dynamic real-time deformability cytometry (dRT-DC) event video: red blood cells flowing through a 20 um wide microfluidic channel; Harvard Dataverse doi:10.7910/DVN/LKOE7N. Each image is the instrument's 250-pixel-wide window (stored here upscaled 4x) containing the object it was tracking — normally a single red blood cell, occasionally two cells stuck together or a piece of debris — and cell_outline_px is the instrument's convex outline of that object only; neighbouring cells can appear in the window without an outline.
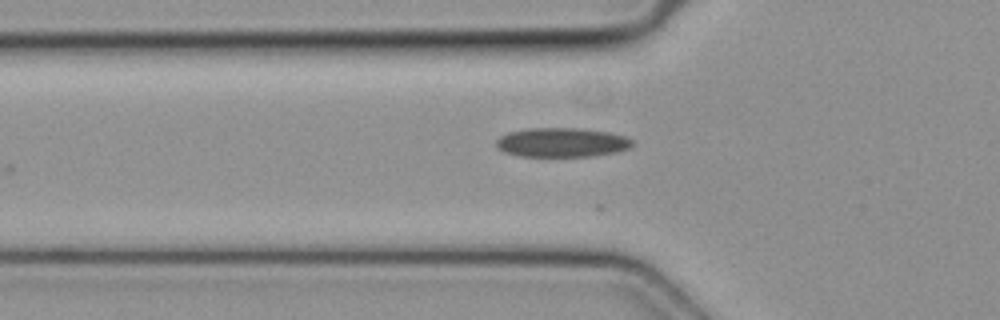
{"species": "common noctule bat (a hibernating species)", "species_latin": "Nyctalus noctula", "temperature_condition": "cold", "stored_images_in_passage": 10, "camera_frame_rate_fps": 3000, "um_per_image_px": 0.085, "animal": {"sex": "female", "body_mass_g": 19.3, "forearm_length_mm": 54.1}, "frame": {"image": 1, "passage_image": 2, "time_ms": 0.333, "image_size_px": [1000, 320], "cell_outline_px": [[636, 144], [628, 148], [616, 152], [592, 156], [520, 156], [504, 152], [496, 148], [496, 140], [500, 136], [508, 132], [528, 128], [584, 128], [608, 132], [624, 136], [632, 140]], "centroid_in_image_um": [47.74, 12.1], "position_along_channel_um": 78.1, "area_um2": 23.35}}